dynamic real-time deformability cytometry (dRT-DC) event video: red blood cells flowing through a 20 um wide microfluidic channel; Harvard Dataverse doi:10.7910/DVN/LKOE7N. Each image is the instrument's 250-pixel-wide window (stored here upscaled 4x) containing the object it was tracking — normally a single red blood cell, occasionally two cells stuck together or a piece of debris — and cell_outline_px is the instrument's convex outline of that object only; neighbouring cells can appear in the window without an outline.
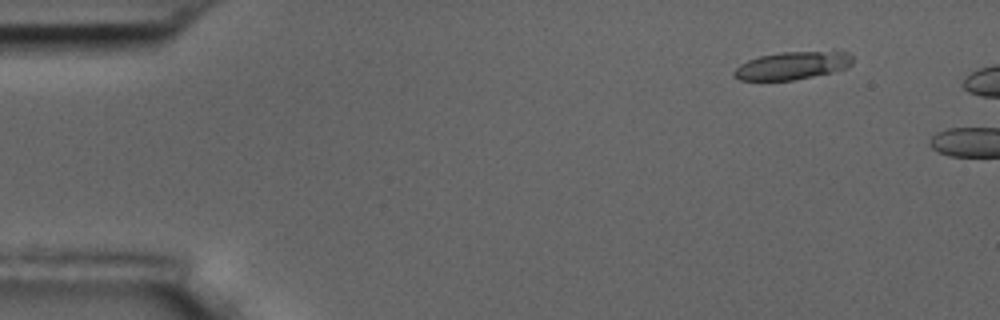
{"species": "common noctule bat (a hibernating species)", "species_latin": "Nyctalus noctula", "temperature_condition": "room temperature", "stored_images_in_passage": 2, "camera_frame_rate_fps": 3000, "um_per_image_px": 0.085, "animal": {"sex": "male", "body_mass_g": 17.5, "forearm_length_mm": 52.3}, "frame": {"image": 1, "passage_image": 1, "time_ms": 0.0, "image_size_px": [1000, 320], "cell_outline_px": [[852, 64], [848, 68], [832, 72], [792, 80], [740, 80], [732, 76], [732, 72], [740, 64], [748, 60], [760, 56], [780, 52], [848, 52], [852, 56]], "centroid_in_image_um": [67.32, 5.58], "position_along_channel_um": 17.7, "area_um2": 19.07}}